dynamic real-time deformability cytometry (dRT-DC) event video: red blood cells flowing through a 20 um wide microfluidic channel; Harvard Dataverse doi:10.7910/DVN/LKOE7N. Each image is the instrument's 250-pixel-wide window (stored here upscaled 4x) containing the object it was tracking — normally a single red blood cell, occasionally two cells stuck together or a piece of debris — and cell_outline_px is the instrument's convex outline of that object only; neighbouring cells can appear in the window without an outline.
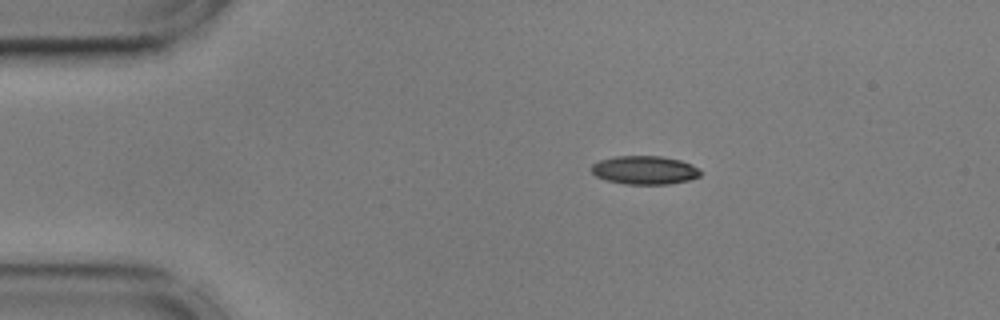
{"species": "common noctule bat (a hibernating species)", "species_latin": "Nyctalus noctula", "temperature_condition": "cold", "stored_images_in_passage": 46, "camera_frame_rate_fps": 3000, "um_per_image_px": 0.085, "animal": {"sex": "male", "body_mass_g": 17.9, "forearm_length_mm": 54.2}, "frame": {"image": 1, "passage_image": 1, "time_ms": 0.0, "image_size_px": [1000, 320], "cell_outline_px": [[700, 176], [688, 180], [668, 184], [624, 184], [608, 180], [596, 176], [592, 172], [592, 164], [600, 160], [616, 156], [660, 156], [680, 160], [692, 164], [700, 172]], "centroid_in_image_um": [54.78, 14.45], "position_along_channel_um": 30.2, "area_um2": 17.92}}
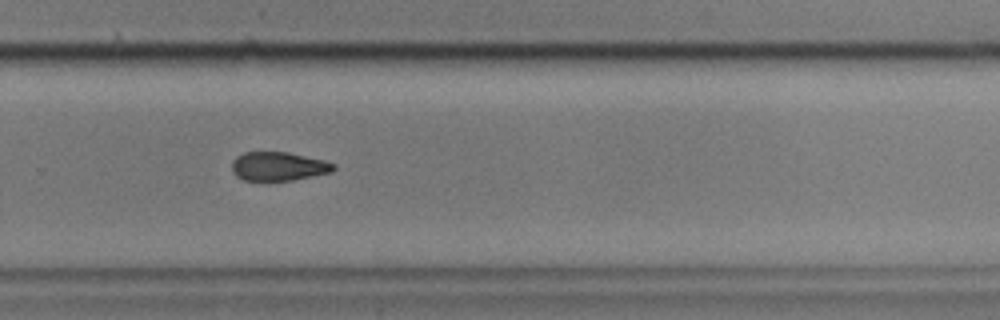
{"frame": {"image": 2, "passage_image": 28, "time_ms": 9.0, "image_size_px": [1000, 320], "cell_outline_px": [[336, 168], [332, 172], [292, 180], [244, 180], [236, 176], [232, 172], [232, 160], [236, 156], [244, 152], [288, 152], [324, 160], [336, 164]], "centroid_in_image_um": [23.66, 14.13], "position_along_channel_um": 306.1, "area_um2": 17.11}}
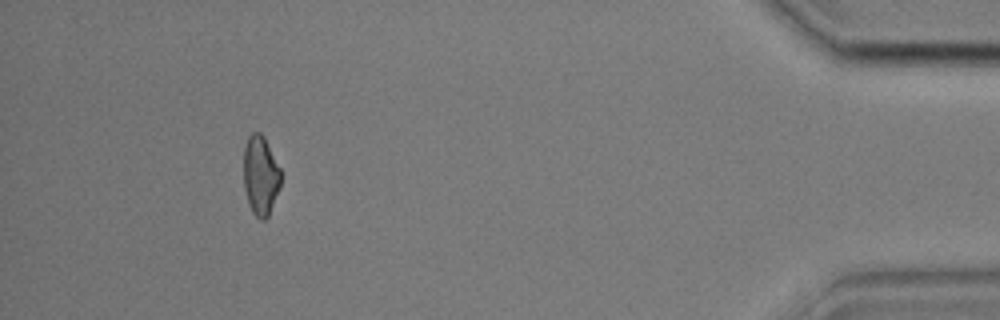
{"frame": {"image": 3, "passage_image": 42, "time_ms": 13.667, "image_size_px": [1000, 320], "cell_outline_px": [[280, 188], [268, 216], [264, 220], [260, 220], [252, 212], [248, 204], [244, 188], [244, 144], [248, 136], [252, 132], [260, 132], [264, 136], [280, 168]], "centroid_in_image_um": [22.13, 14.91], "position_along_channel_um": 413.1, "area_um2": 17.34}, "authors_computed_cell_mechanics": {"area_um2": 18.0047, "velocity_mm_per_s": 3.6095, "shape_relaxation_time_tau1_ms": 6.3724, "shape_relaxation_time_tau2_ms": null, "deformation_change_tau1": 0.1282, "deformation_change_tau2": null}}